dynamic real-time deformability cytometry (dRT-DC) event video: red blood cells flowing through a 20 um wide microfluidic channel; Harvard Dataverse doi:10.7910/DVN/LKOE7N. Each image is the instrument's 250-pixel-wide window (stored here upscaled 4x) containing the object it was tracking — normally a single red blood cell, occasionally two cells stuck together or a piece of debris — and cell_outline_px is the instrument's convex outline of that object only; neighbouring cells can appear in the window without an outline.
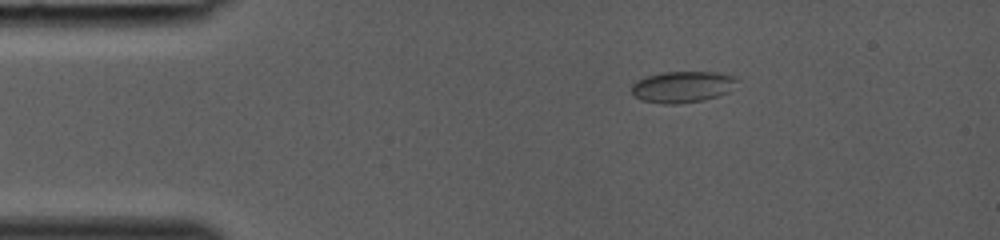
{"species": "common noctule bat (a hibernating species)", "species_latin": "Nyctalus noctula", "temperature_condition": "room temperature", "stored_images_in_passage": 33, "camera_frame_rate_fps": 3000, "um_per_image_px": 0.085, "animal": {"sex": "female", "body_mass_g": 19.0, "forearm_length_mm": 53.3}, "frame": {"image": 1, "passage_image": 1, "time_ms": 0.0, "image_size_px": [1000, 240], "cell_outline_px": [[740, 80], [728, 92], [704, 100], [676, 104], [664, 104], [640, 100], [632, 96], [632, 84], [636, 80], [648, 76], [664, 72], [716, 72], [736, 76]], "centroid_in_image_um": [58.01, 7.38], "position_along_channel_um": 27.0, "area_um2": 19.42}}
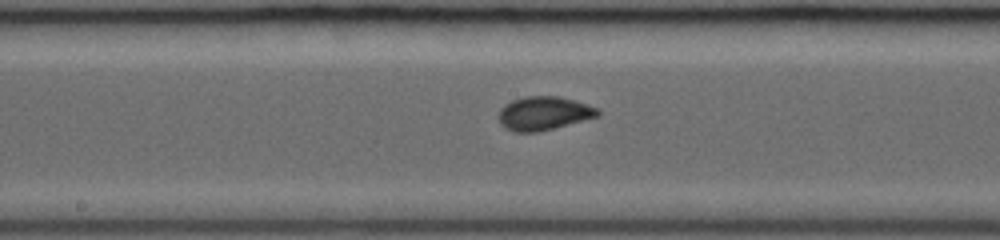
{"frame": {"image": 2, "passage_image": 15, "time_ms": 4.667, "image_size_px": [1000, 240], "cell_outline_px": [[600, 116], [536, 132], [516, 132], [504, 128], [500, 124], [500, 108], [504, 104], [512, 100], [524, 96], [560, 96], [588, 104], [596, 108], [600, 112]], "centroid_in_image_um": [46.21, 9.62], "position_along_channel_um": 202.0, "area_um2": 19.36}}
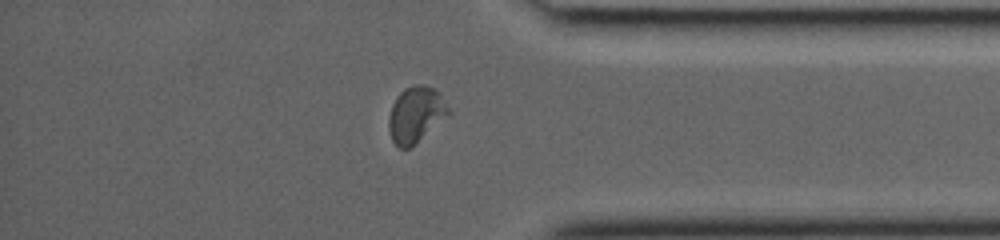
{"frame": {"image": 3, "passage_image": 27, "time_ms": 8.667, "image_size_px": [1000, 240], "cell_outline_px": [[452, 112], [408, 148], [400, 148], [392, 140], [388, 128], [388, 120], [392, 104], [396, 96], [404, 88], [412, 84], [424, 84], [432, 88], [436, 92]], "centroid_in_image_um": [35.3, 9.7], "position_along_channel_um": 399.9, "area_um2": 19.02}}